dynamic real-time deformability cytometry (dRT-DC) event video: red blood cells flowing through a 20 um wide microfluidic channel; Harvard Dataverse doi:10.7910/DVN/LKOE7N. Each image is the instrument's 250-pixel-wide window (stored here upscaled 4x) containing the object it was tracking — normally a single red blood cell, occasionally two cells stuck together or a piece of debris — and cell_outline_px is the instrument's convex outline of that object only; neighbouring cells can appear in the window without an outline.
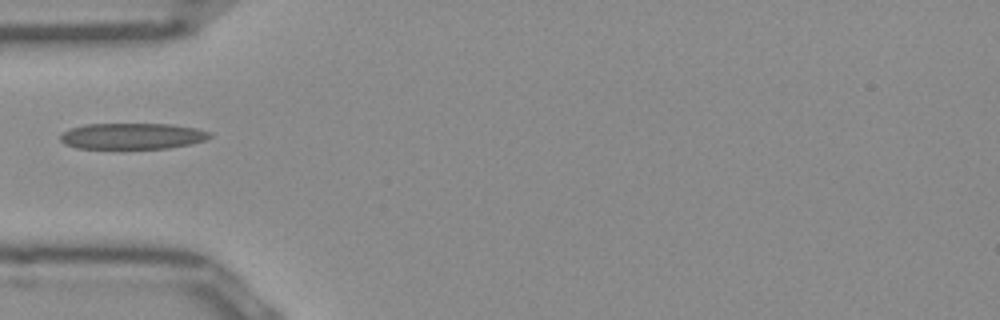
{"species": "Egyptian fruit bat (a non-hibernating species)", "species_latin": "Rousettus aegyptiacus", "temperature_condition": "room temperature", "stored_images_in_passage": 36, "camera_frame_rate_fps": 3000, "um_per_image_px": 0.085, "frame": {"image": 1, "passage_image": 1, "time_ms": 0.0, "image_size_px": [1000, 320], "cell_outline_px": [[212, 136], [204, 140], [192, 144], [168, 148], [76, 148], [64, 144], [60, 140], [60, 136], [68, 128], [84, 124], [172, 124], [196, 128], [212, 132]], "centroid_in_image_um": [11.25, 11.56], "position_along_channel_um": 73.8, "area_um2": 22.83}}
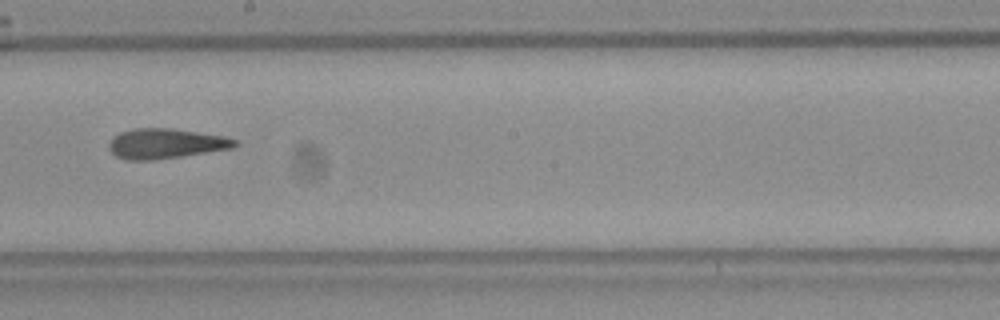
{"frame": {"image": 2, "passage_image": 13, "time_ms": 4.0, "image_size_px": [1000, 320], "cell_outline_px": [[240, 144], [232, 148], [180, 156], [152, 160], [128, 160], [116, 156], [108, 148], [108, 144], [112, 136], [120, 132], [136, 128], [172, 128], [224, 136], [236, 140]], "centroid_in_image_um": [14.05, 12.19], "position_along_channel_um": 234.1, "area_um2": 21.96}}
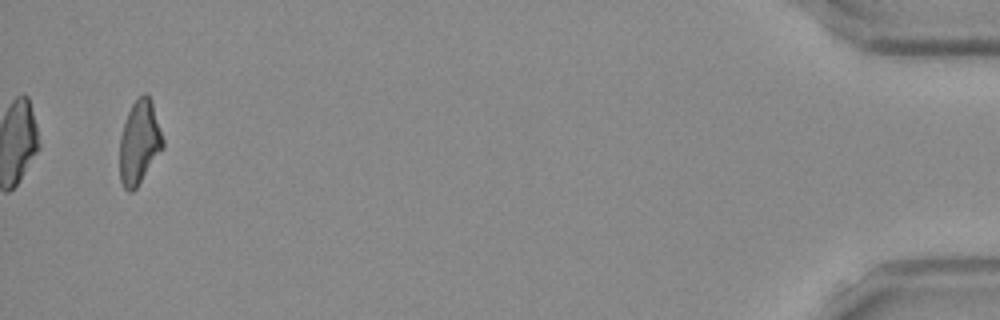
{"frame": {"image": 3, "passage_image": 34, "time_ms": 11.0, "image_size_px": [1000, 320], "cell_outline_px": [[164, 148], [136, 188], [132, 192], [128, 192], [124, 188], [120, 180], [120, 136], [128, 112], [132, 104], [144, 92], [148, 92], [164, 140]], "centroid_in_image_um": [11.85, 12.12], "position_along_channel_um": 423.4, "area_um2": 20.98}}